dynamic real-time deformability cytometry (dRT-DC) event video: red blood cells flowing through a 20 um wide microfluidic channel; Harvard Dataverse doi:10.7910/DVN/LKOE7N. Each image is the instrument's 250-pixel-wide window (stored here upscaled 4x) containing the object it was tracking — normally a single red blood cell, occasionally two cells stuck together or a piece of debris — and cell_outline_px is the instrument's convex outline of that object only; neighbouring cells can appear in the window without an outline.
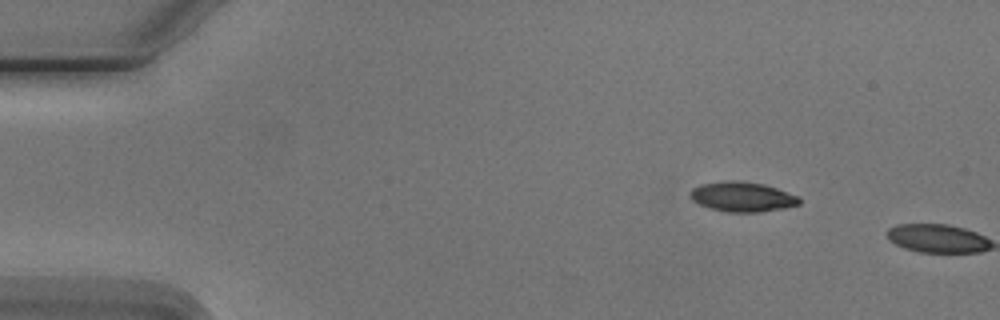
{"species": "Egyptian fruit bat (a non-hibernating species)", "species_latin": "Rousettus aegyptiacus", "temperature_condition": "cold", "stored_images_in_passage": 3, "camera_frame_rate_fps": 3000, "um_per_image_px": 0.085, "animal": {"sex": "male"}, "frame": {"image": 1, "passage_image": 2, "time_ms": 1.333, "image_size_px": [1000, 320], "cell_outline_px": [[800, 204], [784, 208], [756, 212], [728, 212], [712, 208], [700, 204], [692, 200], [688, 196], [692, 188], [700, 184], [728, 180], [740, 180], [764, 184], [800, 196]], "centroid_in_image_um": [63.09, 16.71], "position_along_channel_um": 21.9, "area_um2": 19.02}}